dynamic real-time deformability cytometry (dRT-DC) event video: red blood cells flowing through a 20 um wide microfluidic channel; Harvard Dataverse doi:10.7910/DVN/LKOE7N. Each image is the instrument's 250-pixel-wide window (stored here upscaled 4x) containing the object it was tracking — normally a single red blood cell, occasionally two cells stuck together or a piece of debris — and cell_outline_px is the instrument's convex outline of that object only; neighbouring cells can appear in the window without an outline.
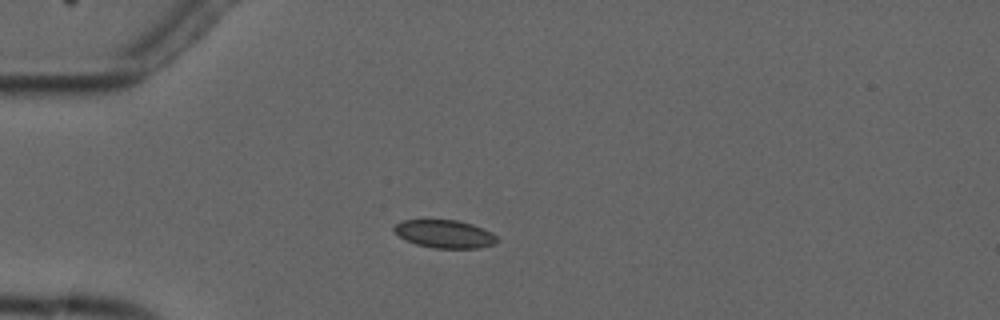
{"species": "common noctule bat (a hibernating species)", "species_latin": "Nyctalus noctula", "temperature_condition": "cold", "stored_images_in_passage": 5, "camera_frame_rate_fps": 3000, "um_per_image_px": 0.085, "animal": {"sex": "male", "forearm_length_mm": 52.5}, "frame": {"image": 1, "passage_image": 3, "time_ms": 3.0, "image_size_px": [1000, 320], "cell_outline_px": [[500, 240], [496, 244], [480, 248], [436, 248], [416, 244], [400, 236], [392, 228], [400, 220], [460, 220], [484, 228], [492, 232]], "centroid_in_image_um": [37.86, 19.88], "position_along_channel_um": 47.1, "area_um2": 16.88}}
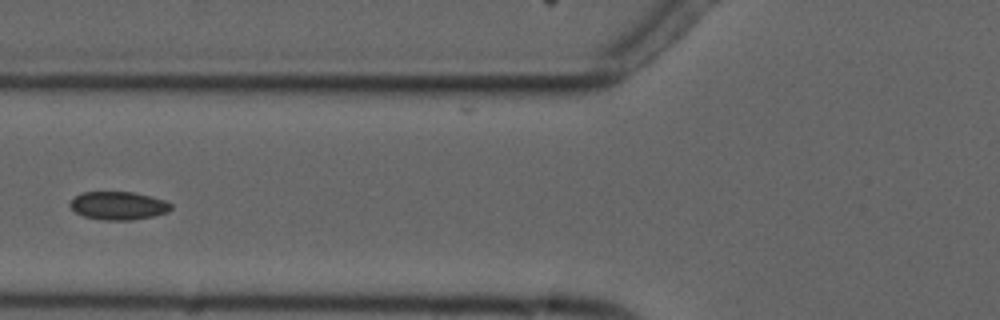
{"frame": {"image": 2, "passage_image": 5, "time_ms": 5.333, "image_size_px": [1000, 320], "cell_outline_px": [[172, 208], [168, 212], [152, 216], [132, 220], [104, 220], [84, 216], [76, 212], [68, 204], [80, 192], [132, 192], [152, 196], [164, 200], [172, 204]], "centroid_in_image_um": [10.07, 17.47], "position_along_channel_um": 115.7, "area_um2": 16.53}}